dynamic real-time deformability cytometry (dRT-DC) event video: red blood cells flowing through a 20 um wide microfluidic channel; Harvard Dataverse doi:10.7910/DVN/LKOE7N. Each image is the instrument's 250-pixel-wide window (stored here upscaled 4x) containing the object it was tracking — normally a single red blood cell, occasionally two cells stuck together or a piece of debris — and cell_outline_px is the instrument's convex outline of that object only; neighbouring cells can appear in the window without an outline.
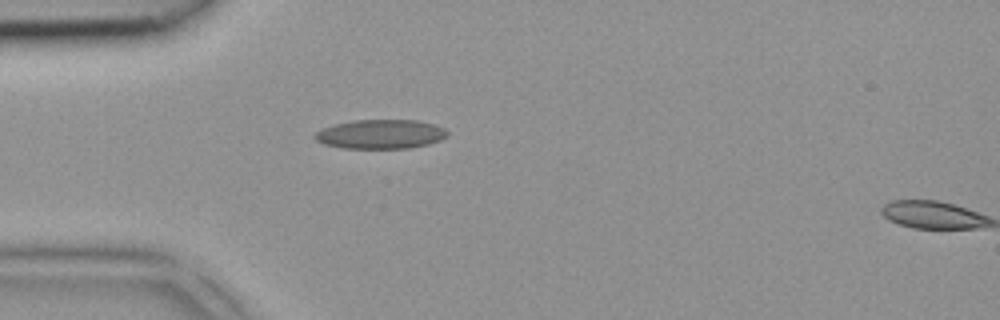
{"species": "common noctule bat (a hibernating species)", "species_latin": "Nyctalus noctula", "temperature_condition": "room temperature", "stored_images_in_passage": 2, "segment_of_instrument_passage": [1, 2], "camera_frame_rate_fps": 3000, "um_per_image_px": 0.085, "animal": {"sex": "female", "body_mass_g": 18.4}, "frame": {"image": 1, "passage_image": 1, "time_ms": 0.0, "image_size_px": [1000, 320], "cell_outline_px": [[448, 136], [440, 140], [428, 144], [408, 148], [344, 148], [324, 144], [316, 140], [312, 136], [316, 132], [332, 124], [352, 120], [416, 120], [432, 124], [444, 128], [448, 132]], "centroid_in_image_um": [32.33, 11.4], "position_along_channel_um": 52.7, "area_um2": 22.54}}